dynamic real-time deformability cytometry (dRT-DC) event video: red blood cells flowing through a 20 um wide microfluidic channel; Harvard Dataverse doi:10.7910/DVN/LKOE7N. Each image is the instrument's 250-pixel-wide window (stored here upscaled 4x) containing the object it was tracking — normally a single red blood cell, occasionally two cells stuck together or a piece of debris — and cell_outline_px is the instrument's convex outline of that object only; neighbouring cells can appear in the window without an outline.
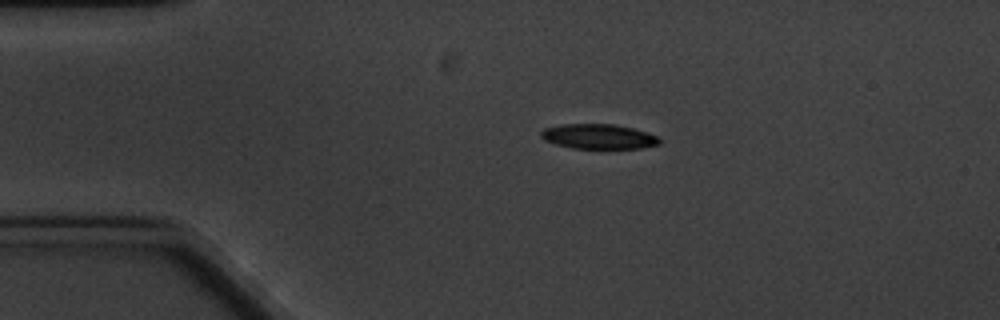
{"species": "common noctule bat (a hibernating species)", "species_latin": "Nyctalus noctula", "temperature_condition": "cold", "stored_images_in_passage": 9, "camera_frame_rate_fps": 3000, "um_per_image_px": 0.085, "animal": {"sex": "male", "body_mass_g": 20.1, "forearm_length_mm": 53.5}, "frame": {"image": 1, "passage_image": 2, "time_ms": 2.0, "image_size_px": [1000, 320], "cell_outline_px": [[660, 144], [640, 148], [572, 148], [556, 144], [544, 140], [540, 136], [540, 132], [544, 128], [560, 124], [616, 124], [632, 128], [656, 136], [660, 140]], "centroid_in_image_um": [50.83, 11.59], "position_along_channel_um": 34.2, "area_um2": 17.05}}
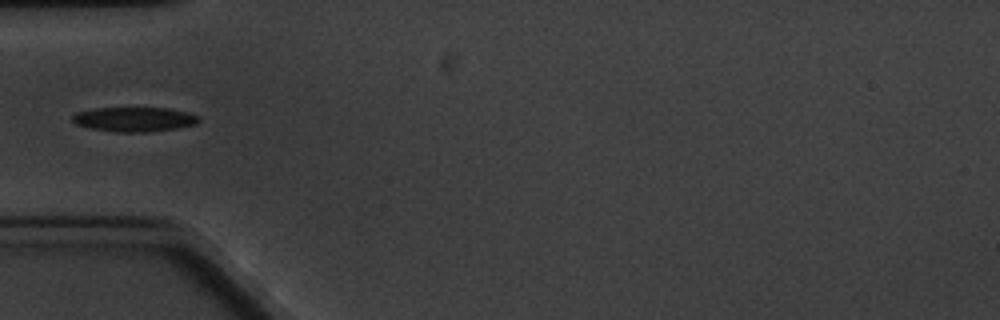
{"frame": {"image": 2, "passage_image": 4, "time_ms": 4.333, "image_size_px": [1000, 320], "cell_outline_px": [[200, 120], [196, 124], [176, 128], [148, 132], [116, 132], [88, 128], [76, 124], [72, 120], [72, 116], [76, 112], [96, 108], [168, 108], [188, 112], [200, 116]], "centroid_in_image_um": [11.42, 10.14], "position_along_channel_um": 73.6, "area_um2": 18.15}}
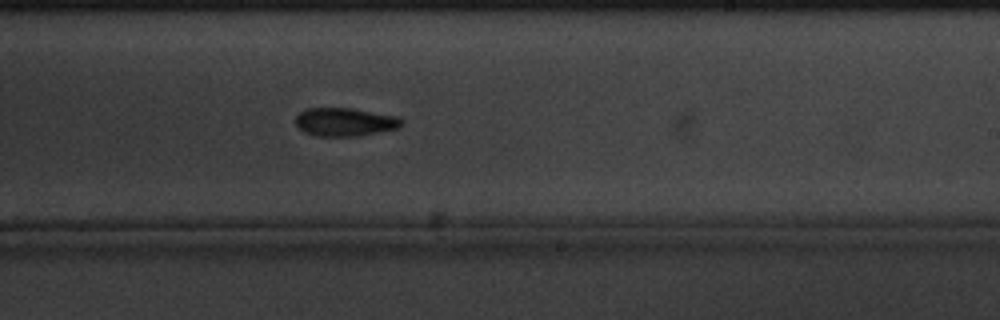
{"frame": {"image": 3, "passage_image": 9, "time_ms": 10.0, "image_size_px": [1000, 320], "cell_outline_px": [[404, 120], [400, 128], [356, 136], [316, 136], [304, 132], [296, 124], [296, 116], [304, 108], [352, 108], [400, 116]], "centroid_in_image_um": [29.35, 10.36], "position_along_channel_um": 259.6, "area_um2": 17.69}}